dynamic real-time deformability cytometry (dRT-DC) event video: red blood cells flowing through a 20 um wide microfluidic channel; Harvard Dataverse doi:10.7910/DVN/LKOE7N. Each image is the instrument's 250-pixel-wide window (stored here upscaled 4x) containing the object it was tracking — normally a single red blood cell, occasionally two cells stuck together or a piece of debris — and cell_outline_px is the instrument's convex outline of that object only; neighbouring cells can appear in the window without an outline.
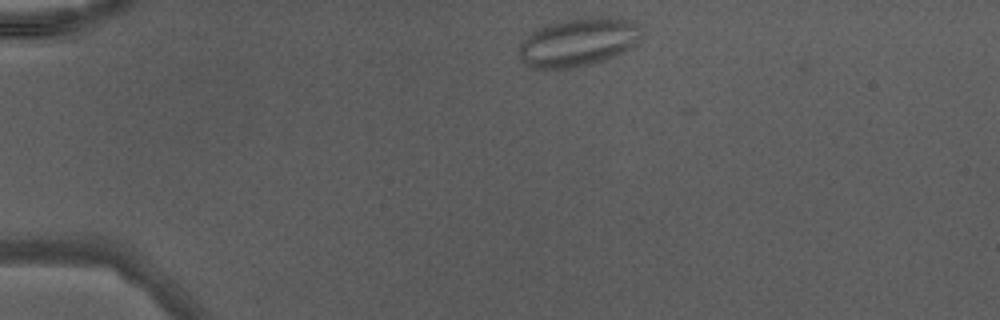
{"species": "Egyptian fruit bat (a non-hibernating species)", "species_latin": "Rousettus aegyptiacus", "temperature_condition": "warm", "stored_images_in_passage": 38, "segment_of_instrument_passage": [1, 2], "camera_frame_rate_fps": 3000, "um_per_image_px": 0.085, "animal": {"sex": "male"}, "frame": {"image": 1, "passage_image": 1, "time_ms": 0.0, "image_size_px": [1000, 320], "cell_outline_px": [[644, 36], [636, 44], [604, 60], [572, 68], [532, 68], [524, 64], [520, 56], [520, 44], [532, 32], [548, 24], [564, 20], [604, 16], [628, 20], [636, 24], [644, 32]], "centroid_in_image_um": [49.18, 3.58], "position_along_channel_um": 35.8, "area_um2": 34.04}}